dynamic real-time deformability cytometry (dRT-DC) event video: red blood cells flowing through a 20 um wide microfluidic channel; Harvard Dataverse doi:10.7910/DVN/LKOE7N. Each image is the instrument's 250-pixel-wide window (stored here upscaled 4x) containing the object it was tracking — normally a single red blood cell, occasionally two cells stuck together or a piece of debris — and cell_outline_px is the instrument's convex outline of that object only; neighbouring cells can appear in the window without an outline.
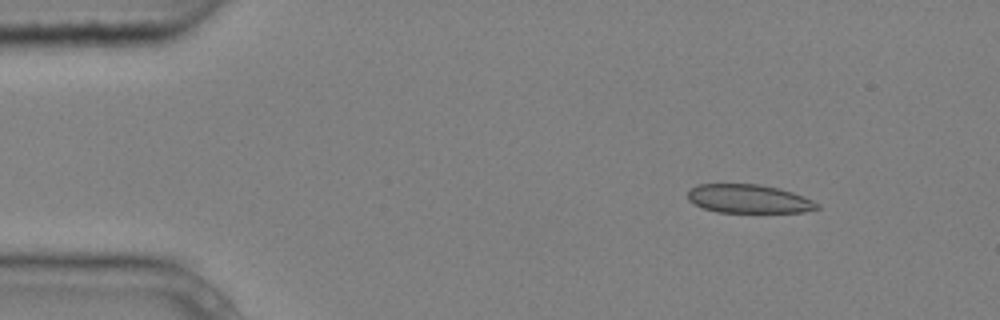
{"species": "common noctule bat (a hibernating species)", "species_latin": "Nyctalus noctula", "temperature_condition": "cold", "stored_images_in_passage": 5, "camera_frame_rate_fps": 3000, "um_per_image_px": 0.085, "animal": {"sex": "male", "body_mass_g": 20.4}, "frame": {"image": 1, "passage_image": 1, "time_ms": 0.0, "image_size_px": [1000, 320], "cell_outline_px": [[820, 208], [804, 212], [716, 212], [692, 204], [688, 200], [688, 192], [696, 184], [760, 184], [780, 188], [804, 196], [820, 204]], "centroid_in_image_um": [63.65, 16.9], "position_along_channel_um": 21.4, "area_um2": 21.73}}
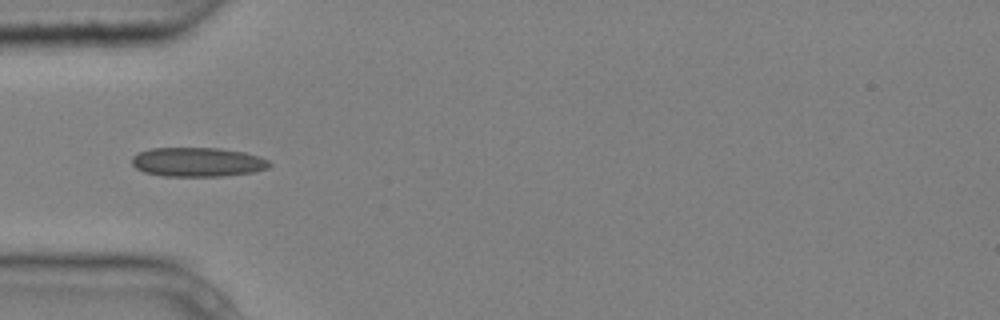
{"frame": {"image": 2, "passage_image": 4, "time_ms": 1.0, "image_size_px": [1000, 320], "cell_outline_px": [[272, 164], [268, 168], [256, 172], [224, 176], [164, 176], [144, 172], [136, 168], [132, 164], [132, 156], [140, 152], [152, 148], [220, 148], [244, 152], [260, 156], [268, 160]], "centroid_in_image_um": [16.84, 13.78], "position_along_channel_um": 68.2, "area_um2": 23.58}}
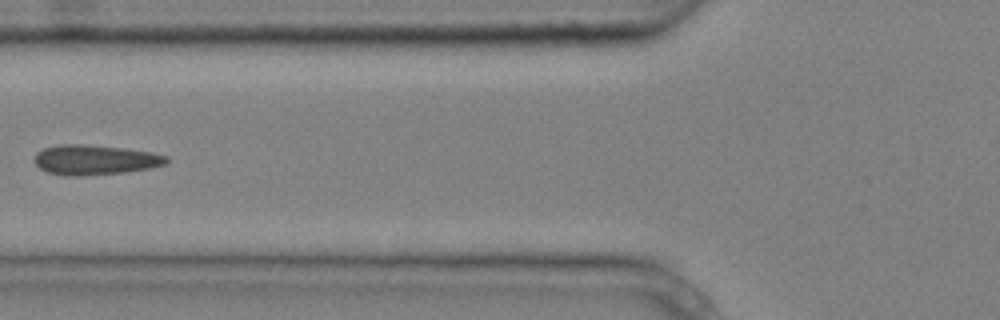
{"frame": {"image": 3, "passage_image": 5, "time_ms": 1.333, "image_size_px": [1000, 320], "cell_outline_px": [[168, 164], [152, 168], [124, 172], [80, 176], [68, 176], [48, 172], [40, 168], [32, 160], [36, 152], [44, 148], [60, 144], [84, 144], [124, 148], [152, 152], [168, 156]], "centroid_in_image_um": [8.08, 13.58], "position_along_channel_um": 117.7, "area_um2": 23.24}}